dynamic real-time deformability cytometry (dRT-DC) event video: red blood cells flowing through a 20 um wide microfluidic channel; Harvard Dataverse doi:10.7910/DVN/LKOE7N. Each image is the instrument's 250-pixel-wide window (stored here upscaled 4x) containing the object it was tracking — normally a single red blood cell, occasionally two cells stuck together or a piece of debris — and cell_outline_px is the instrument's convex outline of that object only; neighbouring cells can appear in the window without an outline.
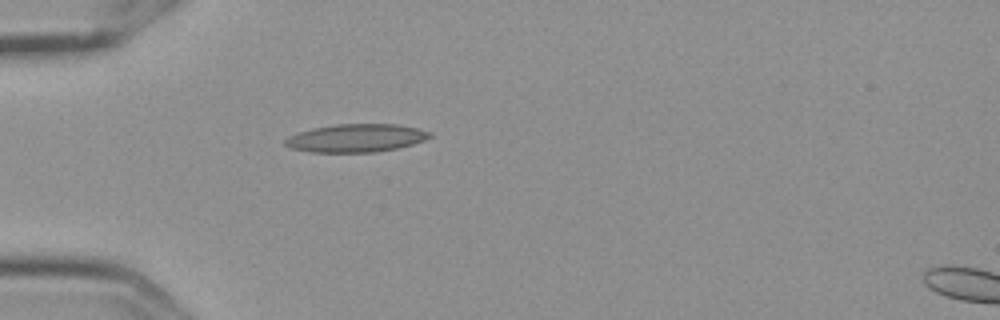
{"species": "Egyptian fruit bat (a non-hibernating species)", "species_latin": "Rousettus aegyptiacus", "temperature_condition": "cold", "stored_images_in_passage": 1, "camera_frame_rate_fps": 3000, "um_per_image_px": 0.085, "frame": {"image": 1, "passage_image": 1, "time_ms": 0.0, "image_size_px": [1000, 320], "cell_outline_px": [[432, 136], [424, 140], [412, 144], [396, 148], [376, 152], [312, 152], [288, 148], [284, 144], [284, 140], [288, 136], [312, 128], [332, 124], [396, 124], [416, 128], [432, 132]], "centroid_in_image_um": [30.24, 11.73], "position_along_channel_um": 54.8, "area_um2": 23.7}}